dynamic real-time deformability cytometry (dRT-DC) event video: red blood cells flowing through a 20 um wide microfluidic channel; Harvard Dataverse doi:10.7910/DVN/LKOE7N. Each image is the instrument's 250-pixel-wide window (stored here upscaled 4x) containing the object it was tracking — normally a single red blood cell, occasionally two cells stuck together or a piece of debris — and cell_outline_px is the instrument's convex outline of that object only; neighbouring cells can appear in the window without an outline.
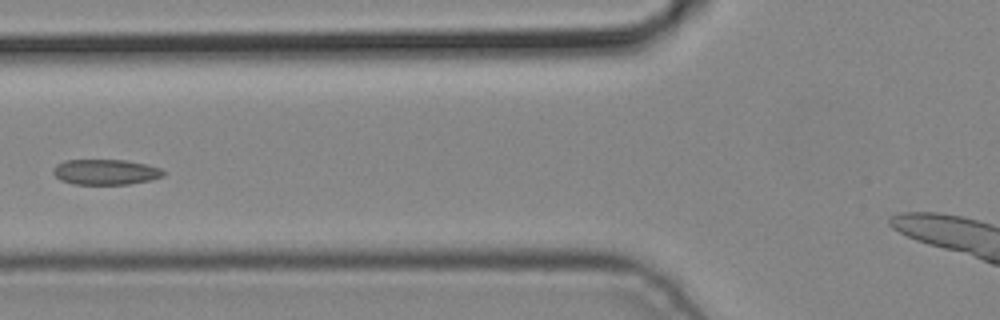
{"species": "common noctule bat (a hibernating species)", "species_latin": "Nyctalus noctula", "temperature_condition": "cold", "stored_images_in_passage": 6, "camera_frame_rate_fps": 3000, "um_per_image_px": 0.085, "animal": {"sex": "male", "body_mass_g": 19.2, "forearm_length_mm": 51.8}, "frame": {"image": 1, "passage_image": 5, "time_ms": 1.333, "image_size_px": [1000, 320], "cell_outline_px": [[164, 176], [152, 180], [128, 184], [72, 184], [60, 180], [52, 172], [52, 168], [56, 164], [64, 160], [128, 160], [148, 164], [160, 168], [164, 172]], "centroid_in_image_um": [8.97, 14.61], "position_along_channel_um": 116.8, "area_um2": 16.53}}
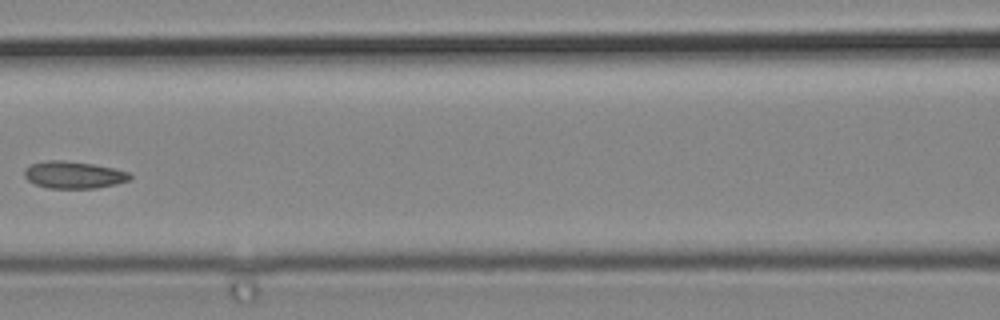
{"frame": {"image": 2, "passage_image": 6, "time_ms": 1.667, "image_size_px": [1000, 320], "cell_outline_px": [[132, 176], [128, 180], [116, 184], [96, 188], [48, 188], [36, 184], [28, 180], [24, 176], [24, 168], [32, 164], [44, 160], [64, 160], [92, 164], [116, 168], [128, 172]], "centroid_in_image_um": [6.25, 14.85], "position_along_channel_um": 160.4, "area_um2": 16.7}}